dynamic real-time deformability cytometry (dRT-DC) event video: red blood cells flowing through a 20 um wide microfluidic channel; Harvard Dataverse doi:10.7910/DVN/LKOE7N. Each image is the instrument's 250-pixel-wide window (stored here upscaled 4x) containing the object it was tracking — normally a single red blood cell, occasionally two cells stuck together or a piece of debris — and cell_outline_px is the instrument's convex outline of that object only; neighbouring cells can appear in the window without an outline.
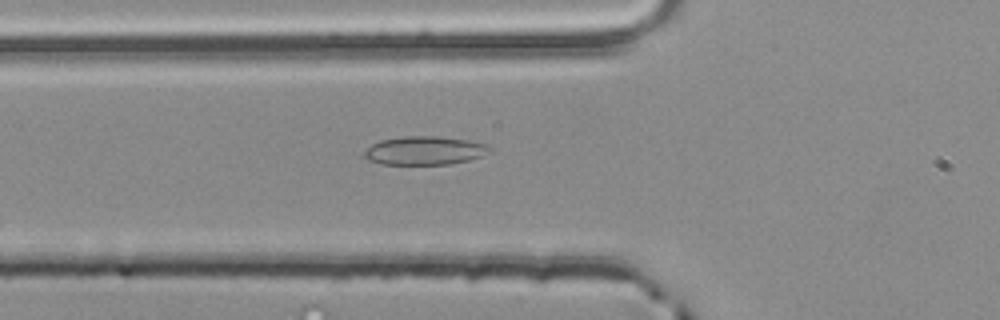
{"species": "common noctule bat (a hibernating species)", "species_latin": "Nyctalus noctula", "temperature_condition": "room temperature", "stored_images_in_passage": 38, "camera_frame_rate_fps": 3000, "um_per_image_px": 0.085, "animal": {"sex": "male", "body_mass_g": 20.4}, "frame": {"image": 1, "passage_image": 4, "time_ms": 1.0, "image_size_px": [1000, 320], "cell_outline_px": [[492, 148], [480, 156], [468, 160], [448, 164], [380, 164], [368, 160], [364, 156], [364, 148], [380, 140], [404, 136], [436, 136], [468, 140], [488, 144]], "centroid_in_image_um": [36.04, 12.79], "position_along_channel_um": 89.8, "area_um2": 20.81}}
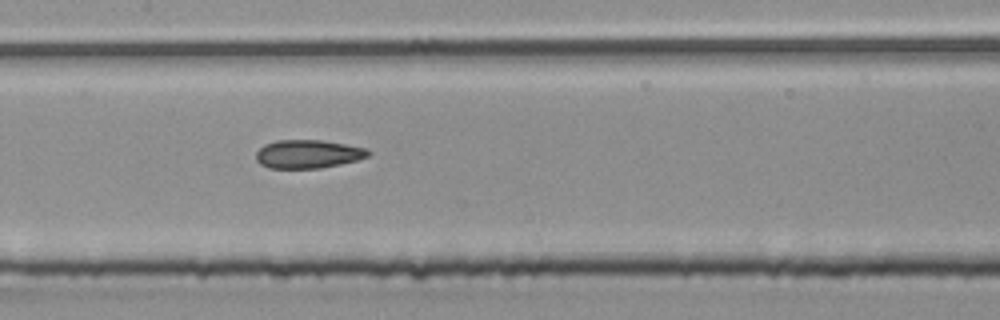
{"frame": {"image": 2, "passage_image": 11, "time_ms": 3.333, "image_size_px": [1000, 320], "cell_outline_px": [[372, 152], [368, 156], [356, 160], [340, 164], [320, 168], [268, 168], [260, 164], [256, 160], [256, 152], [264, 144], [276, 140], [324, 140], [368, 148]], "centroid_in_image_um": [26.18, 13.08], "position_along_channel_um": 181.2, "area_um2": 18.73}}
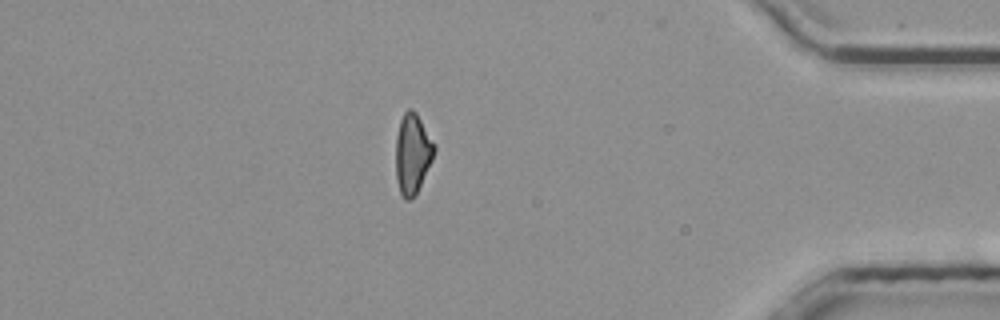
{"frame": {"image": 3, "passage_image": 31, "time_ms": 10.0, "image_size_px": [1000, 320], "cell_outline_px": [[436, 148], [432, 160], [412, 200], [404, 200], [400, 192], [396, 180], [396, 136], [400, 120], [404, 112], [408, 108], [412, 108], [416, 112]], "centroid_in_image_um": [35.04, 13.06], "position_along_channel_um": 400.2, "area_um2": 17.74}, "authors_computed_cell_mechanics": {"area_um2": 18.5538, "velocity_mm_per_s": 3.8848, "shape_relaxation_time_tau1_ms": 7.1526, "shape_relaxation_time_tau2_ms": 3.2122, "deformation_change_tau1": 0.1486, "deformation_change_tau2": 0.1104}}